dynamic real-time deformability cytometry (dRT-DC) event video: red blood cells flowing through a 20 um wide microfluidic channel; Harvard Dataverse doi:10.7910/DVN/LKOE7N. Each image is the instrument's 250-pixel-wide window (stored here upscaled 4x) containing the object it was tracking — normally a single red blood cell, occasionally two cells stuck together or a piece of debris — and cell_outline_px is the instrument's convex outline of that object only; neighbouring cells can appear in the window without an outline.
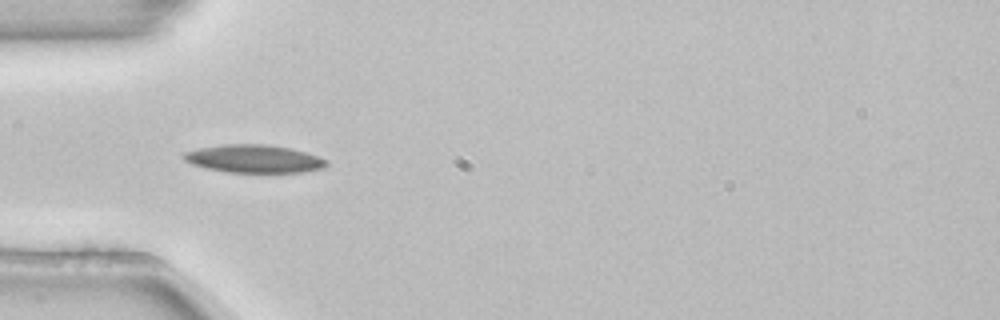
{"species": "common noctule bat (a hibernating species)", "species_latin": "Nyctalus noctula", "temperature_condition": "room temperature", "stored_images_in_passage": 53, "camera_frame_rate_fps": 3000, "um_per_image_px": 0.085, "animal": {"sex": "female", "body_mass_g": 22.7, "forearm_length_mm": 54.2}, "frame": {"image": 1, "passage_image": 16, "time_ms": 5.0, "image_size_px": [1000, 320], "cell_outline_px": [[328, 164], [324, 168], [304, 172], [228, 172], [208, 168], [192, 164], [184, 160], [180, 156], [184, 152], [200, 148], [224, 144], [268, 144], [288, 148], [320, 156], [328, 160]], "centroid_in_image_um": [21.61, 13.49], "position_along_channel_um": 63.4, "area_um2": 23.24}}
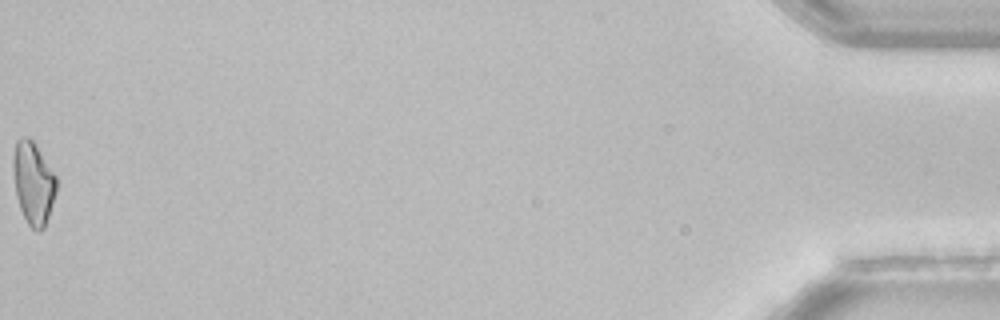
{"frame": {"image": 2, "passage_image": 53, "time_ms": 17.333, "image_size_px": [1000, 320], "cell_outline_px": [[56, 192], [44, 228], [40, 232], [36, 232], [28, 224], [20, 208], [16, 196], [12, 168], [12, 156], [16, 140], [20, 136], [28, 136], [32, 140], [56, 176]], "centroid_in_image_um": [2.8, 15.54], "position_along_channel_um": 432.4, "area_um2": 20.81}, "authors_computed_cell_mechanics": {"area_um2": 21.1548, "velocity_mm_per_s": 3.8456, "shape_relaxation_time_tau1_ms": 4.4877, "shape_relaxation_time_tau2_ms": null, "deformation_change_tau1": 0.1239, "deformation_change_tau2": null}}